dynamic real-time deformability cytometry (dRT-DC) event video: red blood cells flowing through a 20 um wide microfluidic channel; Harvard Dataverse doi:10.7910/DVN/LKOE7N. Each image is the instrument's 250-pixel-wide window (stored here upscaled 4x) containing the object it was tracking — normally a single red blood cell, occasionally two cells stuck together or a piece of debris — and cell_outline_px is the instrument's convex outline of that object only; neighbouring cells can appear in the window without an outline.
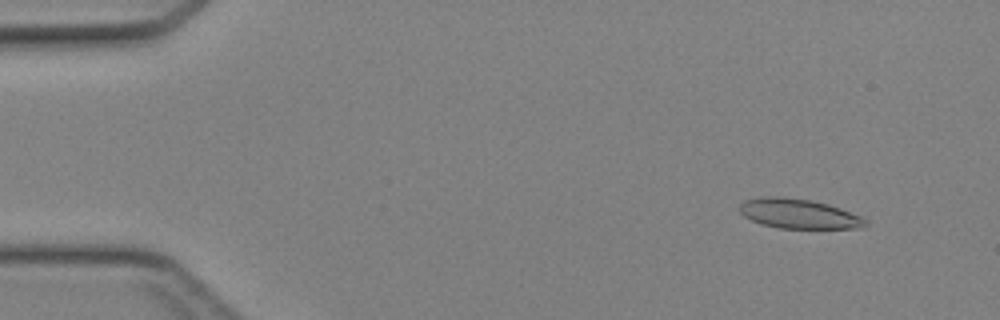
{"species": "Egyptian fruit bat (a non-hibernating species)", "species_latin": "Rousettus aegyptiacus", "temperature_condition": "cold", "stored_images_in_passage": 46, "camera_frame_rate_fps": 3000, "um_per_image_px": 0.085, "animal": {"sex": "female"}, "frame": {"image": 1, "passage_image": 5, "time_ms": 1.333, "image_size_px": [1000, 320], "cell_outline_px": [[868, 224], [864, 228], [780, 228], [760, 224], [744, 216], [740, 212], [740, 204], [744, 200], [760, 196], [780, 196], [808, 200], [828, 204], [840, 208], [860, 216], [868, 220]], "centroid_in_image_um": [67.88, 18.16], "position_along_channel_um": 17.1, "area_um2": 21.79}}
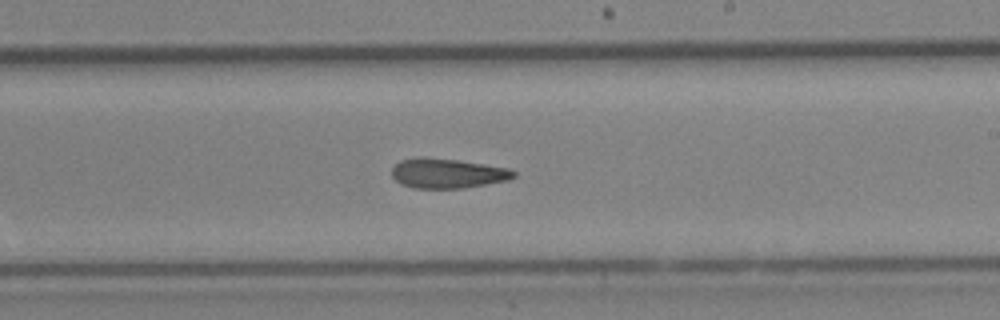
{"frame": {"image": 2, "passage_image": 28, "time_ms": 9.0, "image_size_px": [1000, 320], "cell_outline_px": [[516, 176], [508, 180], [464, 188], [412, 188], [396, 180], [392, 176], [392, 168], [400, 160], [416, 156], [424, 156], [456, 160], [484, 164], [508, 168], [516, 172]], "centroid_in_image_um": [38.02, 14.72], "position_along_channel_um": 251.0, "area_um2": 21.15}}
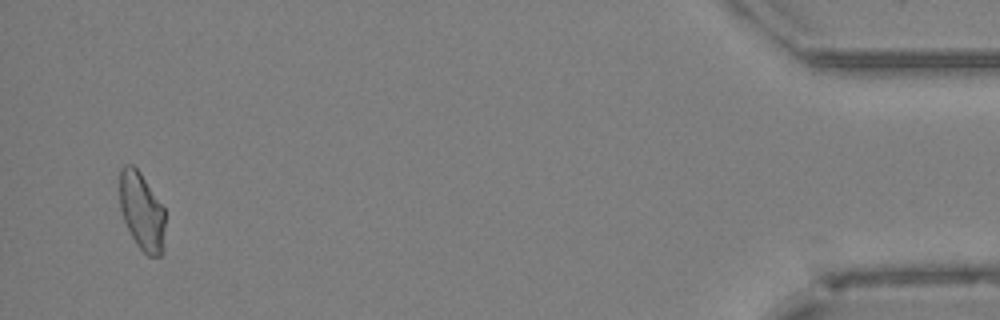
{"frame": {"image": 3, "passage_image": 45, "time_ms": 14.667, "image_size_px": [1000, 320], "cell_outline_px": [[164, 252], [160, 256], [148, 256], [136, 244], [124, 220], [120, 208], [120, 168], [124, 164], [132, 164], [140, 172], [164, 208]], "centroid_in_image_um": [12.05, 17.97], "position_along_channel_um": 423.1, "area_um2": 20.58}}